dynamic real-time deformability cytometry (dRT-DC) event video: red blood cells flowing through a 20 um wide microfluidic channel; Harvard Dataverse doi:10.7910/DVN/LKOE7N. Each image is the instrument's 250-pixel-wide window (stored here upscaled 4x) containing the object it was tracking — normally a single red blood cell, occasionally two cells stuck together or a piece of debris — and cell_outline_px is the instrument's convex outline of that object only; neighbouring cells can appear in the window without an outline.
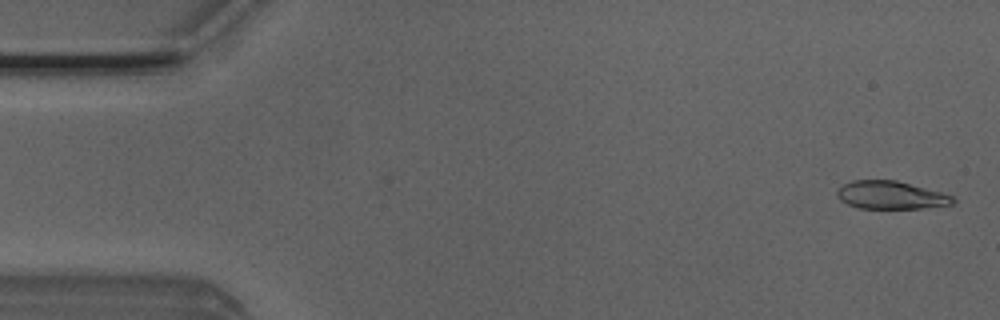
{"species": "Egyptian fruit bat (a non-hibernating species)", "species_latin": "Rousettus aegyptiacus", "temperature_condition": "room temperature", "stored_images_in_passage": 51, "camera_frame_rate_fps": 3000, "um_per_image_px": 0.085, "animal": {"sex": "male"}, "frame": {"image": 1, "passage_image": 2, "time_ms": 0.333, "image_size_px": [1000, 320], "cell_outline_px": [[956, 200], [952, 204], [924, 208], [856, 208], [840, 200], [836, 196], [836, 192], [844, 184], [852, 180], [896, 180], [940, 192], [952, 196]], "centroid_in_image_um": [75.69, 16.59], "position_along_channel_um": 9.3, "area_um2": 18.73}}
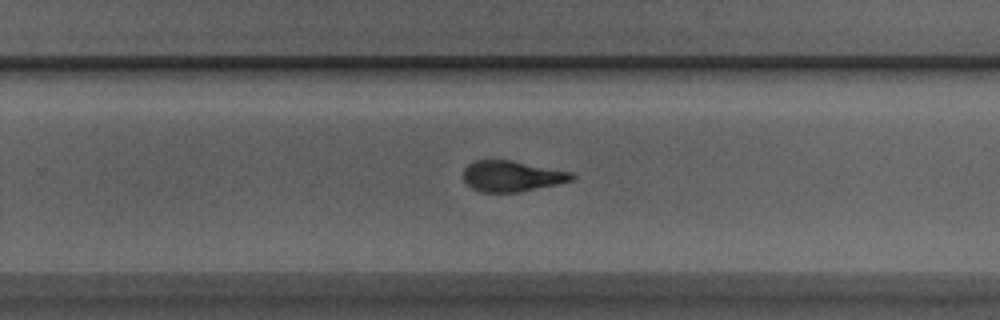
{"frame": {"image": 2, "passage_image": 32, "time_ms": 10.333, "image_size_px": [1000, 320], "cell_outline_px": [[576, 180], [520, 192], [480, 192], [472, 188], [464, 180], [464, 168], [468, 164], [476, 160], [508, 160], [572, 172], [576, 176]], "centroid_in_image_um": [43.53, 14.98], "position_along_channel_um": 286.3, "area_um2": 19.42}}
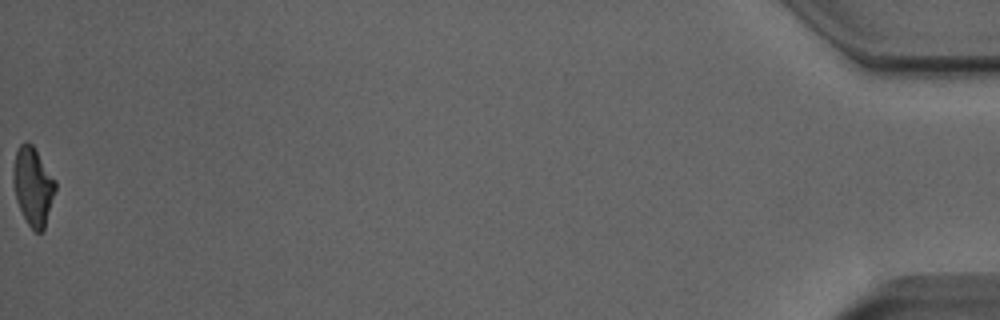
{"frame": {"image": 3, "passage_image": 51, "time_ms": 16.667, "image_size_px": [1000, 320], "cell_outline_px": [[56, 188], [44, 228], [40, 232], [36, 232], [28, 224], [16, 200], [12, 180], [12, 168], [16, 152], [20, 144], [24, 140], [28, 140], [32, 144], [56, 180]], "centroid_in_image_um": [2.79, 15.77], "position_along_channel_um": 432.4, "area_um2": 19.19}, "authors_computed_cell_mechanics": {"area_um2": 20.1144, "velocity_mm_per_s": 4.0277, "shape_relaxation_time_tau1_ms": 5.4046, "shape_relaxation_time_tau2_ms": 1.8693, "deformation_change_tau1": 0.1818, "deformation_change_tau2": 0.1124}}